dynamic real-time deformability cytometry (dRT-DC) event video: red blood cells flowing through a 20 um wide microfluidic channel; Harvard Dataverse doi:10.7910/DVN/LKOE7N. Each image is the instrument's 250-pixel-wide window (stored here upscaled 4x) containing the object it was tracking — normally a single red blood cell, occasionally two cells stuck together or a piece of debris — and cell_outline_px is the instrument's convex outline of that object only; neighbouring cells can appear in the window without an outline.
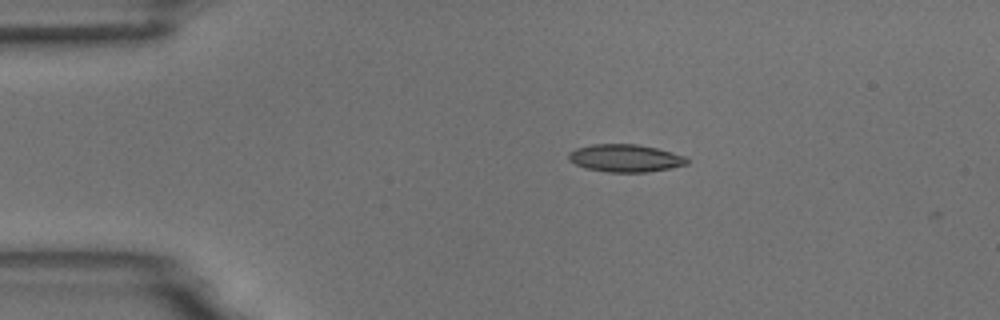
{"species": "common noctule bat (a hibernating species)", "species_latin": "Nyctalus noctula", "temperature_condition": "room temperature", "stored_images_in_passage": 6, "camera_frame_rate_fps": 3000, "um_per_image_px": 0.085, "animal": {"sex": "male", "body_mass_g": 18.8}, "frame": {"image": 1, "passage_image": 1, "time_ms": 0.0, "image_size_px": [1000, 320], "cell_outline_px": [[688, 164], [648, 172], [608, 172], [584, 168], [568, 160], [568, 152], [576, 148], [592, 144], [636, 144], [656, 148], [672, 152], [684, 156], [688, 160]], "centroid_in_image_um": [53.11, 13.44], "position_along_channel_um": 31.9, "area_um2": 19.02}}